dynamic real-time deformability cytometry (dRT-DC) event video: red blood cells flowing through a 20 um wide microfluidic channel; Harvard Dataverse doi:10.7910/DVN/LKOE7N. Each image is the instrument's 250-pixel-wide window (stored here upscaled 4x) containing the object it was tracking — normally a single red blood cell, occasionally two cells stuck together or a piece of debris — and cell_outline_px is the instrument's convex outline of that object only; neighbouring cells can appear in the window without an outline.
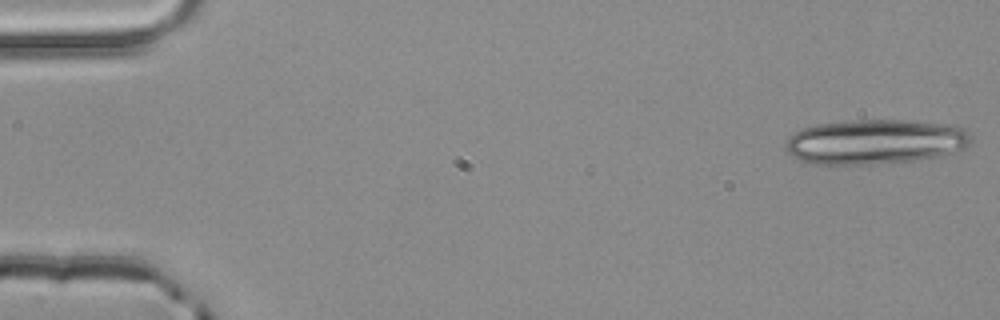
{"species": "common noctule bat (a hibernating species)", "species_latin": "Nyctalus noctula", "temperature_condition": "room temperature", "stored_images_in_passage": 3, "camera_frame_rate_fps": 3000, "um_per_image_px": 0.085, "animal": {"sex": "male", "body_mass_g": 20.4}, "frame": {"image": 1, "passage_image": 1, "time_ms": 0.0, "image_size_px": [1000, 320], "cell_outline_px": [[972, 144], [964, 148], [940, 156], [912, 160], [872, 164], [816, 164], [800, 160], [792, 156], [784, 148], [784, 144], [796, 132], [804, 128], [816, 124], [856, 120], [908, 120], [956, 124], [964, 128], [972, 136]], "centroid_in_image_um": [74.45, 12.03], "position_along_channel_um": 10.5, "area_um2": 48.61}}